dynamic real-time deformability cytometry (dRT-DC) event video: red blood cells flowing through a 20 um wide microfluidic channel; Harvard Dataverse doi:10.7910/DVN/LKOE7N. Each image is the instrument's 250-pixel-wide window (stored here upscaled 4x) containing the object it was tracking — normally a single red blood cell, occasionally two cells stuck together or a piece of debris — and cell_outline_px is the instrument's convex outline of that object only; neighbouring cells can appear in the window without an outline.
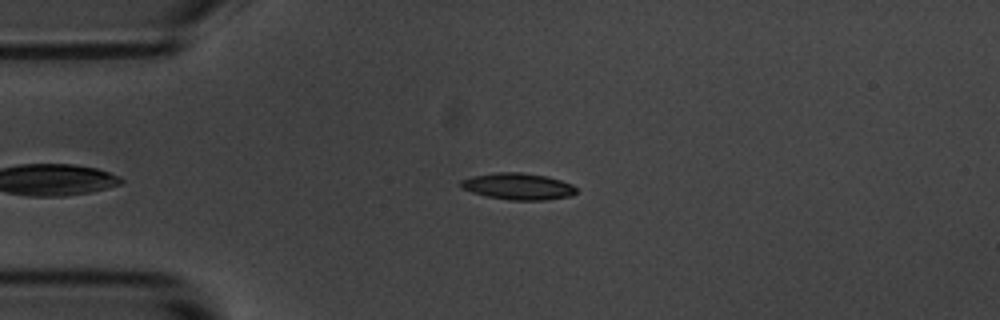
{"species": "common noctule bat (a hibernating species)", "species_latin": "Nyctalus noctula", "temperature_condition": "room temperature", "stored_images_in_passage": 3, "camera_frame_rate_fps": 3000, "um_per_image_px": 0.085, "animal": {"sex": "male", "body_mass_g": 20.1, "forearm_length_mm": 53.5}, "frame": {"image": 1, "passage_image": 2, "time_ms": 1.333, "image_size_px": [1000, 320], "cell_outline_px": [[576, 192], [572, 196], [544, 200], [512, 200], [488, 196], [472, 192], [460, 188], [460, 180], [472, 176], [496, 172], [520, 172], [548, 176], [572, 184], [576, 188]], "centroid_in_image_um": [44.03, 15.83], "position_along_channel_um": 41.0, "area_um2": 17.92}}